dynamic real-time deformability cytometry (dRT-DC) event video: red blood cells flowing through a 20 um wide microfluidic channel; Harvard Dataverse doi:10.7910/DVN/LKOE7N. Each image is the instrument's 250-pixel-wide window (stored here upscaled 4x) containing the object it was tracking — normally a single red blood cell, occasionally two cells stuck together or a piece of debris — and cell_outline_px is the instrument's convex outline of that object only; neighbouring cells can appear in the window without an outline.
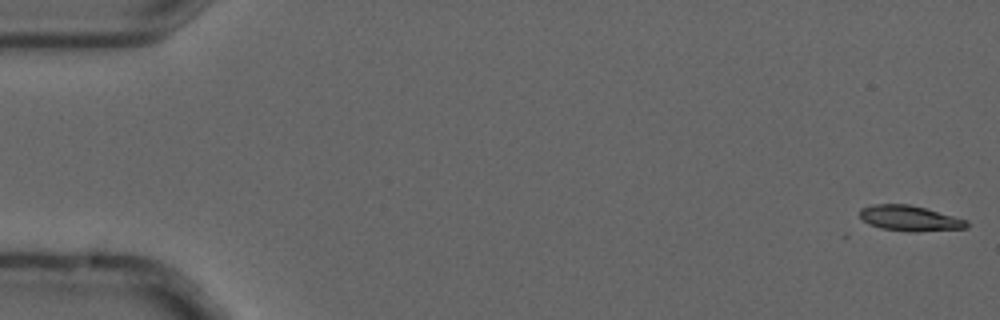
{"species": "common noctule bat (a hibernating species)", "species_latin": "Nyctalus noctula", "temperature_condition": "cold", "stored_images_in_passage": 10, "camera_frame_rate_fps": 3000, "um_per_image_px": 0.085, "animal": {"sex": "male", "forearm_length_mm": 52.5}, "frame": {"image": 1, "passage_image": 1, "time_ms": 0.0, "image_size_px": [1000, 320], "cell_outline_px": [[968, 228], [916, 232], [908, 232], [880, 228], [868, 224], [860, 216], [860, 208], [872, 204], [908, 204], [924, 208], [968, 220]], "centroid_in_image_um": [77.32, 18.56], "position_along_channel_um": 7.7, "area_um2": 15.9}}
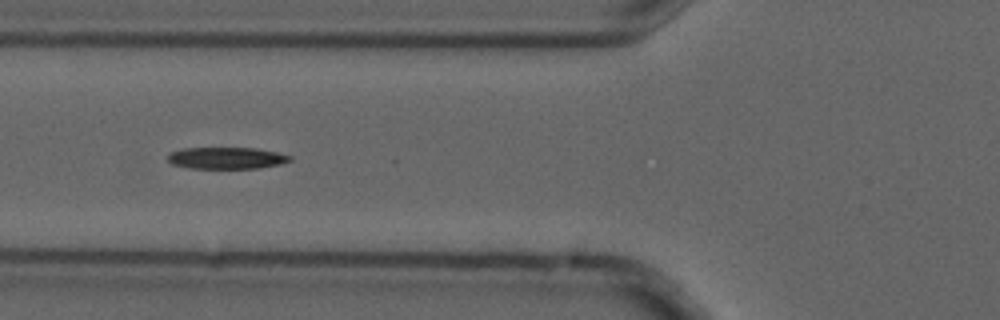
{"frame": {"image": 2, "passage_image": 6, "time_ms": 1.667, "image_size_px": [1000, 320], "cell_outline_px": [[292, 160], [280, 164], [260, 168], [188, 168], [172, 164], [168, 160], [168, 152], [184, 148], [256, 148], [276, 152], [292, 156]], "centroid_in_image_um": [19.24, 13.43], "position_along_channel_um": 106.6, "area_um2": 15.49}}
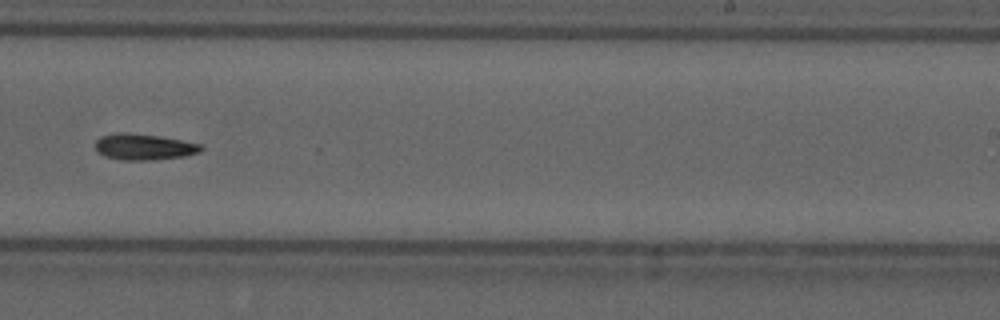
{"frame": {"image": 3, "passage_image": 10, "time_ms": 3.0, "image_size_px": [1000, 320], "cell_outline_px": [[204, 148], [200, 152], [184, 156], [152, 160], [124, 160], [104, 156], [96, 152], [96, 140], [100, 136], [116, 132], [124, 132], [160, 136], [200, 144]], "centroid_in_image_um": [12.2, 12.48], "position_along_channel_um": 276.8, "area_um2": 16.13}}